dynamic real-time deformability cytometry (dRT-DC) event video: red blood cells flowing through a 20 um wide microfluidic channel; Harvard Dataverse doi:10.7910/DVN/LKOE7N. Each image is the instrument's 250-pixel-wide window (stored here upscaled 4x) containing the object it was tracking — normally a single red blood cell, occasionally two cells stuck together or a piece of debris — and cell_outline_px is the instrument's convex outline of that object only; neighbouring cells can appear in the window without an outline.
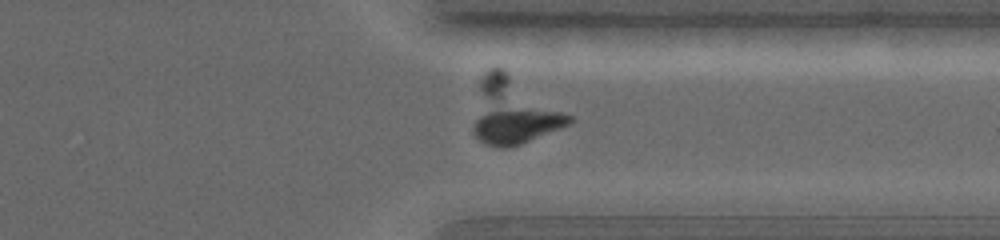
{"species": "common noctule bat (a hibernating species)", "species_latin": "Nyctalus noctula", "temperature_condition": "warm", "stored_images_in_passage": 19, "camera_frame_rate_fps": 5000, "um_per_image_px": 0.085, "animal": {"sex": "female", "body_mass_g": 19.0, "forearm_length_mm": 56.7}, "frame": {"image": 1, "passage_image": 16, "time_ms": 7.4, "image_size_px": [1000, 240], "cell_outline_px": [[572, 120], [564, 124], [516, 144], [492, 144], [484, 140], [476, 132], [476, 124], [480, 80], [484, 72], [492, 68], [504, 68], [572, 116]], "centroid_in_image_um": [43.66, 9.32], "position_along_channel_um": 367.7, "area_um2": 34.28}}